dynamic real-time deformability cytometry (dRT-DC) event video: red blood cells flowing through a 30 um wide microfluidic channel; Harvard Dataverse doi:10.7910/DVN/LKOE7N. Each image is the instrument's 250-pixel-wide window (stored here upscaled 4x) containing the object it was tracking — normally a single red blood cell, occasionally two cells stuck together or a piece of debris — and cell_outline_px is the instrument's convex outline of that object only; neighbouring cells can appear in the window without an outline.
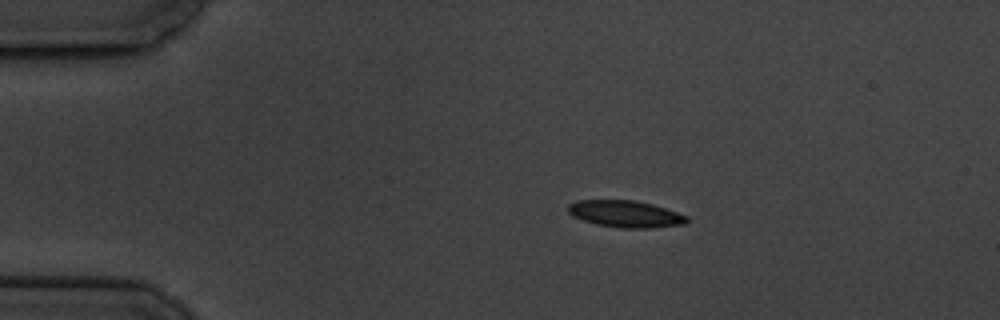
{"species": "common noctule bat (a hibernating species)", "species_latin": "Nyctalus noctula", "temperature_condition": "cold", "stored_images_in_passage": 4, "segment_of_instrument_passage": [1, 2], "camera_frame_rate_fps": 3000, "um_per_image_px": 0.085, "animal": {"sex": "male", "body_mass_g": 19.5, "forearm_length_mm": 54.6}, "frame": {"image": 1, "passage_image": 2, "time_ms": 1.333, "image_size_px": [1000, 320], "cell_outline_px": [[688, 220], [684, 224], [648, 228], [620, 228], [596, 224], [572, 216], [568, 212], [568, 204], [576, 200], [636, 200], [652, 204], [688, 216]], "centroid_in_image_um": [53.13, 18.18], "position_along_channel_um": 31.9, "area_um2": 18.5}}